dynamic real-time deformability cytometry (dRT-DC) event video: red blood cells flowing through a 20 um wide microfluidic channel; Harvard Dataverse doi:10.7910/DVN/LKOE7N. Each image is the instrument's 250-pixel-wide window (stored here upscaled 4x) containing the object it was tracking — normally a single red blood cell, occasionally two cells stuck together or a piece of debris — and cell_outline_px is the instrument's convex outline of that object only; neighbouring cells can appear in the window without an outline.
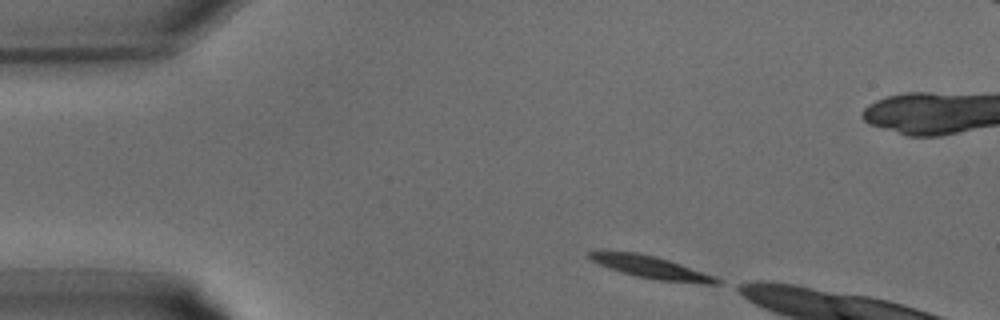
{"species": "common noctule bat (a hibernating species)", "species_latin": "Nyctalus noctula", "temperature_condition": "warm", "stored_images_in_passage": 7, "camera_frame_rate_fps": 3000, "um_per_image_px": 0.085, "animal": {"sex": "male", "body_mass_g": 15.6}, "frame": {"image": 1, "passage_image": 1, "time_ms": 0.0, "image_size_px": [1000, 320], "cell_outline_px": [[720, 284], [704, 284], [656, 280], [636, 276], [608, 268], [592, 260], [588, 256], [588, 252], [600, 248], [636, 252], [656, 256], [716, 276], [720, 280]], "centroid_in_image_um": [55.27, 22.69], "position_along_channel_um": 29.7, "area_um2": 17.05}}
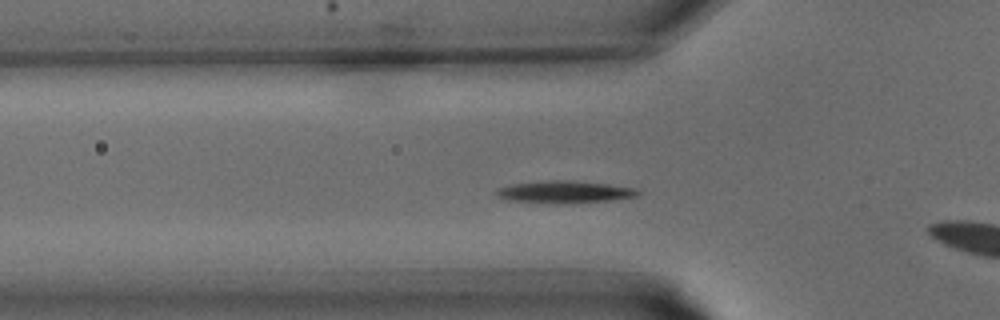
{"frame": {"image": 2, "passage_image": 6, "time_ms": 1.667, "image_size_px": [1000, 320], "cell_outline_px": [[640, 192], [636, 196], [608, 200], [560, 204], [552, 204], [508, 200], [500, 196], [496, 192], [496, 188], [512, 184], [552, 180], [564, 180], [608, 184], [632, 188]], "centroid_in_image_um": [47.93, 16.32], "position_along_channel_um": 77.9, "area_um2": 17.98}}